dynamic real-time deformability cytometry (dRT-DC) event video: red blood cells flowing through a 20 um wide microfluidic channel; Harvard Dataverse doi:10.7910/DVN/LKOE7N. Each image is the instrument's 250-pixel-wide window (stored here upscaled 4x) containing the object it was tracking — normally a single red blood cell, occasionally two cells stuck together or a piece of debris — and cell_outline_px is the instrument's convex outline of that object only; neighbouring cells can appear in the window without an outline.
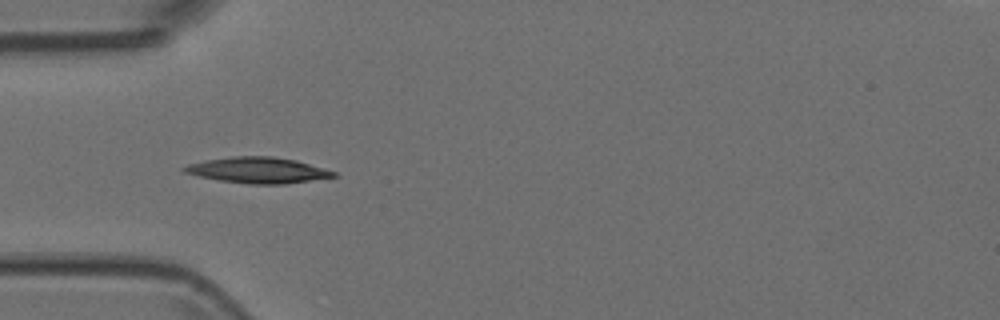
{"species": "Egyptian fruit bat (a non-hibernating species)", "species_latin": "Rousettus aegyptiacus", "temperature_condition": "room temperature", "stored_images_in_passage": 4, "camera_frame_rate_fps": 3000, "um_per_image_px": 0.085, "animal": {"sex": "female"}, "frame": {"image": 1, "passage_image": 3, "time_ms": 0.667, "image_size_px": [1000, 320], "cell_outline_px": [[336, 176], [284, 184], [248, 184], [220, 180], [200, 176], [184, 172], [180, 168], [188, 164], [204, 160], [232, 156], [272, 156], [296, 160], [324, 168], [336, 172]], "centroid_in_image_um": [21.89, 14.46], "position_along_channel_um": 63.1, "area_um2": 22.37}}
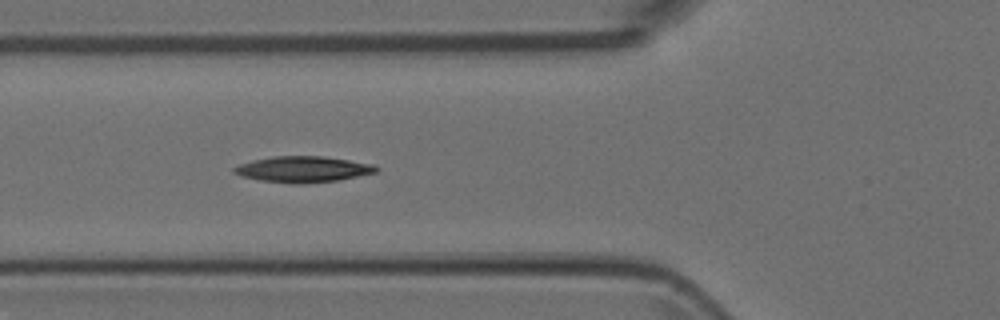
{"frame": {"image": 2, "passage_image": 4, "time_ms": 1.0, "image_size_px": [1000, 320], "cell_outline_px": [[380, 168], [376, 172], [340, 180], [304, 184], [296, 184], [260, 180], [240, 176], [232, 172], [232, 168], [240, 164], [252, 160], [272, 156], [324, 156], [372, 164]], "centroid_in_image_um": [25.73, 14.39], "position_along_channel_um": 100.1, "area_um2": 21.62}}